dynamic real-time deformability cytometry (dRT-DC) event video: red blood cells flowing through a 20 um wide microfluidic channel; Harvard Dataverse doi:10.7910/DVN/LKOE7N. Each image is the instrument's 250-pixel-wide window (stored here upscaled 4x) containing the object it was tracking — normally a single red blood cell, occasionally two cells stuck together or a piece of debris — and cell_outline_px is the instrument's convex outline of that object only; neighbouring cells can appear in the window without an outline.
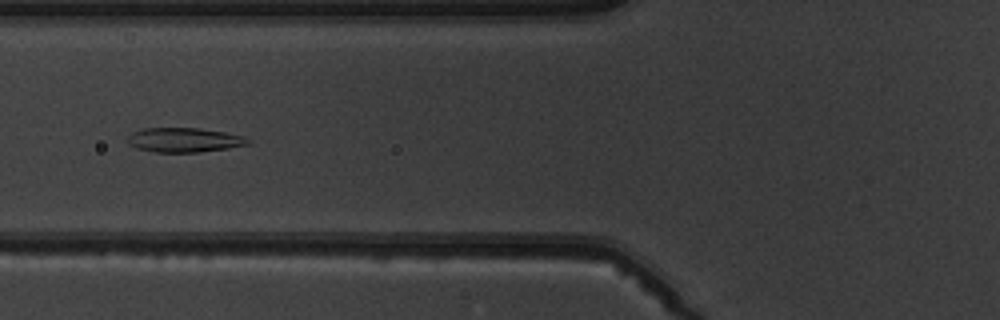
{"species": "common noctule bat (a hibernating species)", "species_latin": "Nyctalus noctula", "temperature_condition": "warm", "stored_images_in_passage": 5, "camera_frame_rate_fps": 3000, "um_per_image_px": 0.085, "animal": {"sex": "male", "body_mass_g": 19.5, "forearm_length_mm": 54.6}, "frame": {"image": 1, "passage_image": 4, "time_ms": 3.667, "image_size_px": [1000, 320], "cell_outline_px": [[248, 144], [228, 148], [196, 152], [156, 152], [136, 148], [128, 144], [124, 140], [132, 132], [144, 128], [200, 128], [224, 132], [244, 136], [248, 140]], "centroid_in_image_um": [15.58, 11.89], "position_along_channel_um": 110.2, "area_um2": 17.11}}
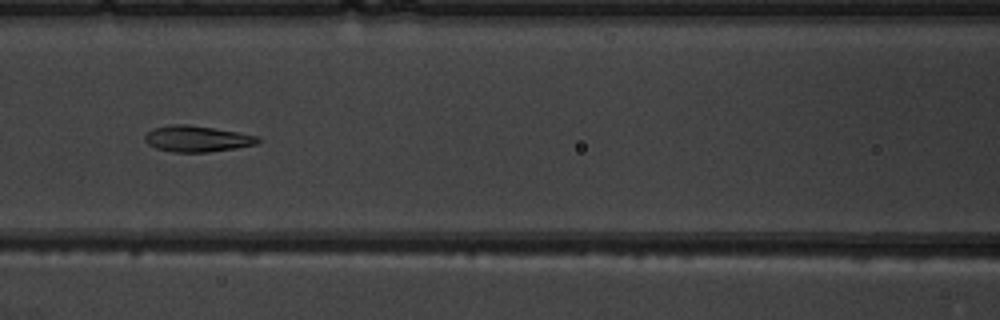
{"frame": {"image": 2, "passage_image": 5, "time_ms": 4.667, "image_size_px": [1000, 320], "cell_outline_px": [[264, 140], [256, 144], [236, 148], [208, 152], [172, 152], [156, 148], [148, 144], [144, 140], [144, 136], [152, 128], [172, 124], [188, 124], [260, 136]], "centroid_in_image_um": [16.76, 11.79], "position_along_channel_um": 149.8, "area_um2": 17.28}}